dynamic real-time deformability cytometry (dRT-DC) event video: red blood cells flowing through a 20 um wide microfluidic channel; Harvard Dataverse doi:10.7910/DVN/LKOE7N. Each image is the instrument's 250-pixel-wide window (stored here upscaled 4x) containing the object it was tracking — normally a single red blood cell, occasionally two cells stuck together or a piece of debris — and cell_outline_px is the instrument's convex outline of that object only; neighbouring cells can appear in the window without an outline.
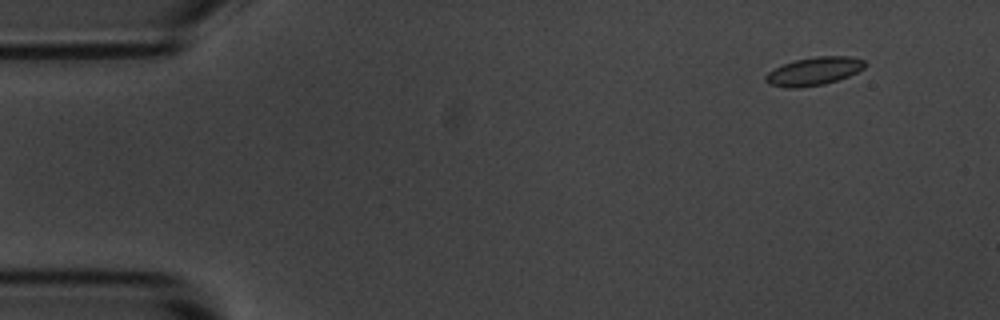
{"species": "common noctule bat (a hibernating species)", "species_latin": "Nyctalus noctula", "temperature_condition": "room temperature", "stored_images_in_passage": 4, "camera_frame_rate_fps": 3000, "um_per_image_px": 0.085, "animal": {"sex": "male", "body_mass_g": 20.1, "forearm_length_mm": 53.5}, "frame": {"image": 1, "passage_image": 1, "time_ms": 0.0, "image_size_px": [1000, 320], "cell_outline_px": [[868, 64], [864, 68], [848, 76], [824, 84], [796, 88], [784, 88], [768, 84], [764, 80], [764, 76], [768, 72], [784, 64], [796, 60], [816, 56], [852, 56], [864, 60]], "centroid_in_image_um": [69.18, 6.05], "position_along_channel_um": 15.8, "area_um2": 16.3}}
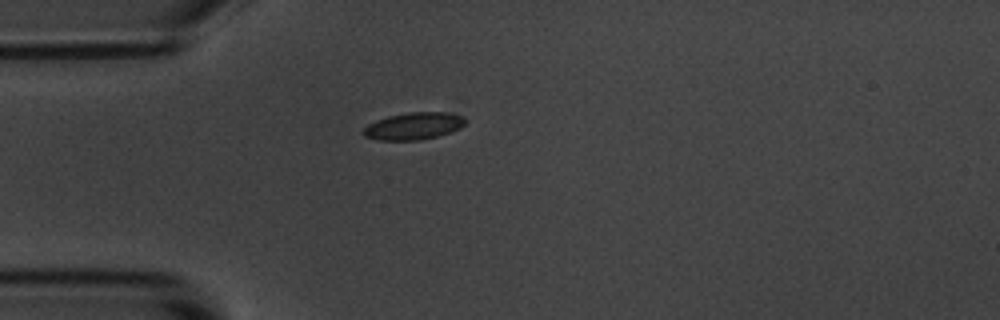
{"frame": {"image": 2, "passage_image": 4, "time_ms": 3.333, "image_size_px": [1000, 320], "cell_outline_px": [[464, 124], [460, 128], [436, 136], [420, 140], [380, 140], [364, 136], [360, 132], [368, 124], [376, 120], [388, 116], [408, 112], [444, 112], [460, 116], [464, 120]], "centroid_in_image_um": [35.08, 10.71], "position_along_channel_um": 49.9, "area_um2": 15.9}}